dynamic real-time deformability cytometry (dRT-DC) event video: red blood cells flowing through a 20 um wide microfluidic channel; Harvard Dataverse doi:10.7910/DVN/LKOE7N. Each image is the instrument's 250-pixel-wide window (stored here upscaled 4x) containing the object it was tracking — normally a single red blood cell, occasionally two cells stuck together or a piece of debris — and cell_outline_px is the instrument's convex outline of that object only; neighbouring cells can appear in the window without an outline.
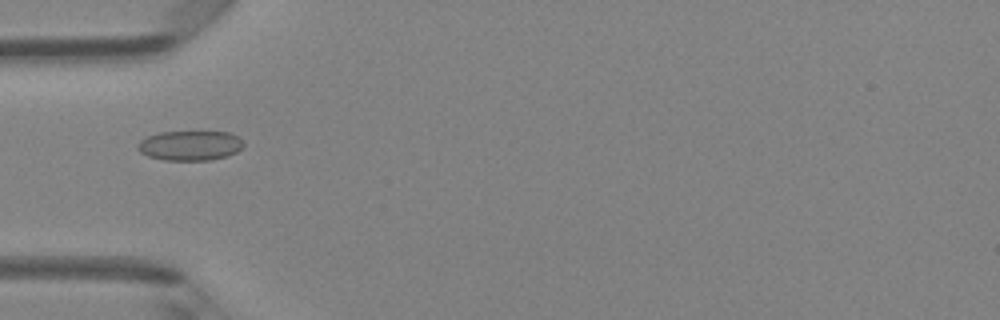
{"species": "Egyptian fruit bat (a non-hibernating species)", "species_latin": "Rousettus aegyptiacus", "temperature_condition": "room temperature", "stored_images_in_passage": 5, "camera_frame_rate_fps": 3000, "um_per_image_px": 0.085, "animal": {"sex": "female"}, "frame": {"image": 1, "passage_image": 5, "time_ms": 1.333, "image_size_px": [1000, 320], "cell_outline_px": [[244, 144], [236, 152], [228, 156], [212, 160], [164, 160], [148, 156], [140, 152], [136, 148], [140, 140], [148, 136], [160, 132], [228, 132], [244, 140]], "centroid_in_image_um": [16.15, 12.38], "position_along_channel_um": 68.8, "area_um2": 18.38}}